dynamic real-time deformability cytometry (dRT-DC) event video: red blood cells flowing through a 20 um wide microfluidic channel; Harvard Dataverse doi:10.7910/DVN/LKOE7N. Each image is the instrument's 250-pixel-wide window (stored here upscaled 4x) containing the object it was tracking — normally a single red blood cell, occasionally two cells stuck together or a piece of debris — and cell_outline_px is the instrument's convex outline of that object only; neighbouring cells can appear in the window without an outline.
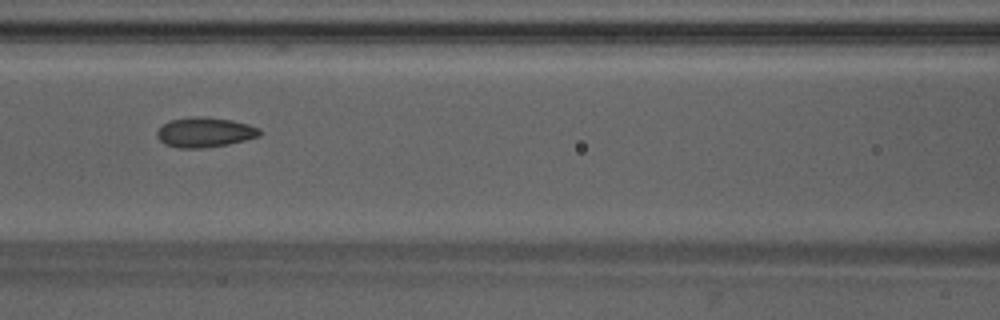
{"species": "Egyptian fruit bat (a non-hibernating species)", "species_latin": "Rousettus aegyptiacus", "temperature_condition": "warm", "stored_images_in_passage": 7, "camera_frame_rate_fps": 3000, "um_per_image_px": 0.085, "animal": {"sex": "male"}, "frame": {"image": 1, "passage_image": 6, "time_ms": 1.667, "image_size_px": [1000, 320], "cell_outline_px": [[260, 136], [228, 144], [204, 148], [180, 148], [164, 144], [156, 136], [156, 132], [164, 124], [172, 120], [204, 116], [232, 120], [248, 124], [260, 128]], "centroid_in_image_um": [17.42, 11.25], "position_along_channel_um": 149.2, "area_um2": 17.69}}